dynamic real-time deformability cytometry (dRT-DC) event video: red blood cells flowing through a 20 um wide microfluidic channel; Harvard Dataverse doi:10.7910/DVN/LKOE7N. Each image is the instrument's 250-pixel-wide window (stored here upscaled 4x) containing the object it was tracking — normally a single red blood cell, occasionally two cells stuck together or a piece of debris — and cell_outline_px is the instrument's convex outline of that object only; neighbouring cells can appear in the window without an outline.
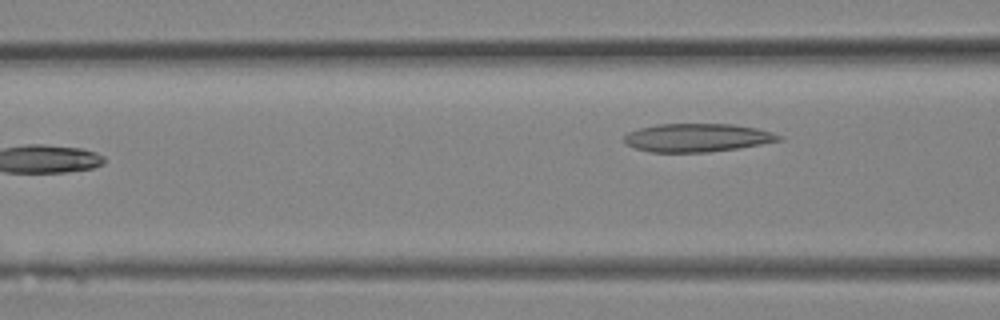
{"species": "Egyptian fruit bat (a non-hibernating species)", "species_latin": "Rousettus aegyptiacus", "temperature_condition": "room temperature", "stored_images_in_passage": 9, "segment_of_instrument_passage": [2, 2], "camera_frame_rate_fps": 3000, "um_per_image_px": 0.085, "animal": {"sex": "female"}, "frame": {"image": 1, "passage_image": 9, "time_ms": 2.667, "image_size_px": [1000, 320], "cell_outline_px": [[784, 140], [736, 148], [708, 152], [652, 152], [636, 148], [624, 144], [624, 136], [628, 132], [640, 128], [656, 124], [732, 124], [756, 128], [772, 132], [784, 136]], "centroid_in_image_um": [59.27, 11.7], "position_along_channel_um": 107.3, "area_um2": 25.49}}